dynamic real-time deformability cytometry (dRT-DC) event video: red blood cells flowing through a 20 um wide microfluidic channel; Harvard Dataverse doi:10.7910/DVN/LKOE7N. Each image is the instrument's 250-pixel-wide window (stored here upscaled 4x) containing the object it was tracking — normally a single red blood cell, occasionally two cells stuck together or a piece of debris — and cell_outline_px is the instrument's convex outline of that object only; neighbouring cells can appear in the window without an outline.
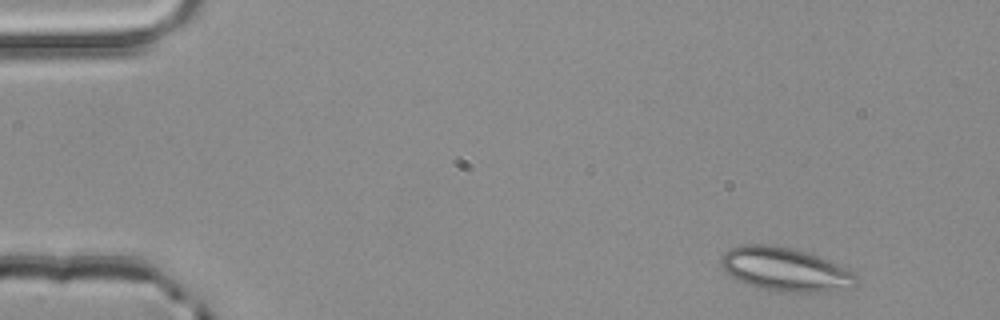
{"species": "common noctule bat (a hibernating species)", "species_latin": "Nyctalus noctula", "temperature_condition": "room temperature", "stored_images_in_passage": 4, "segment_of_instrument_passage": [1, 2], "camera_frame_rate_fps": 3000, "um_per_image_px": 0.085, "animal": {"sex": "male", "body_mass_g": 20.4}, "frame": {"image": 1, "passage_image": 1, "time_ms": 0.0, "image_size_px": [1000, 320], "cell_outline_px": [[856, 284], [848, 288], [832, 292], [776, 292], [756, 288], [724, 272], [720, 268], [720, 260], [724, 252], [728, 248], [740, 244], [768, 244], [788, 248], [820, 256], [848, 268], [856, 272]], "centroid_in_image_um": [66.73, 22.91], "position_along_channel_um": 18.3, "area_um2": 34.91}}